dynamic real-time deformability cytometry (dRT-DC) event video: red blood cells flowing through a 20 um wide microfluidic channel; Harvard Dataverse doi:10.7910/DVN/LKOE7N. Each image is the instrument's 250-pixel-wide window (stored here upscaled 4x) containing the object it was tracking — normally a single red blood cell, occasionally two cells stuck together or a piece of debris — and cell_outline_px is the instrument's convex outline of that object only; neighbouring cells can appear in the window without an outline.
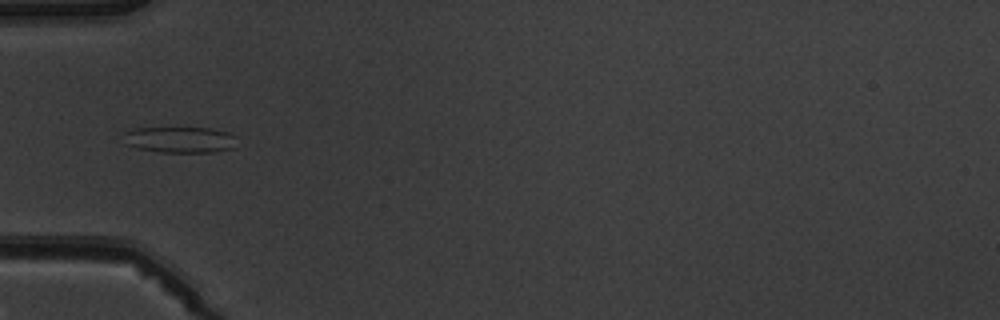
{"species": "common noctule bat (a hibernating species)", "species_latin": "Nyctalus noctula", "temperature_condition": "warm", "stored_images_in_passage": 4, "camera_frame_rate_fps": 3000, "um_per_image_px": 0.085, "animal": {"sex": "male", "body_mass_g": 19.5, "forearm_length_mm": 54.6}, "frame": {"image": 1, "passage_image": 3, "time_ms": 2.333, "image_size_px": [1000, 320], "cell_outline_px": [[236, 148], [212, 152], [160, 152], [136, 148], [124, 144], [124, 132], [132, 128], [208, 128], [228, 132], [236, 136]], "centroid_in_image_um": [15.29, 11.88], "position_along_channel_um": 69.7, "area_um2": 17.46}}
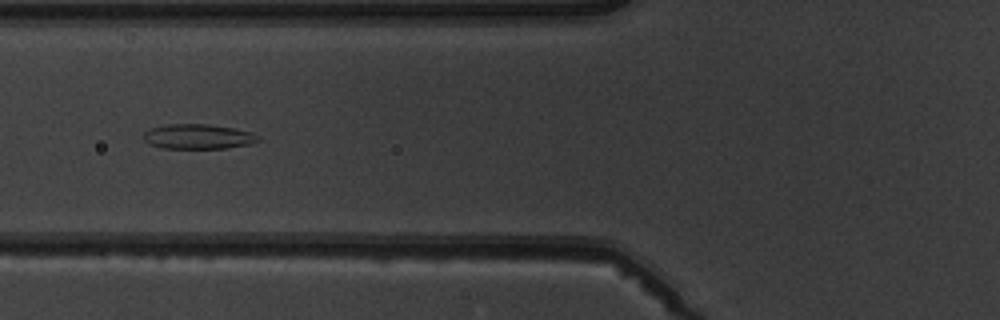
{"frame": {"image": 2, "passage_image": 4, "time_ms": 3.333, "image_size_px": [1000, 320], "cell_outline_px": [[260, 140], [248, 144], [224, 148], [164, 148], [148, 144], [144, 140], [144, 132], [152, 128], [164, 124], [208, 124], [232, 128], [252, 132], [260, 136]], "centroid_in_image_um": [16.82, 11.6], "position_along_channel_um": 109.0, "area_um2": 16.53}}